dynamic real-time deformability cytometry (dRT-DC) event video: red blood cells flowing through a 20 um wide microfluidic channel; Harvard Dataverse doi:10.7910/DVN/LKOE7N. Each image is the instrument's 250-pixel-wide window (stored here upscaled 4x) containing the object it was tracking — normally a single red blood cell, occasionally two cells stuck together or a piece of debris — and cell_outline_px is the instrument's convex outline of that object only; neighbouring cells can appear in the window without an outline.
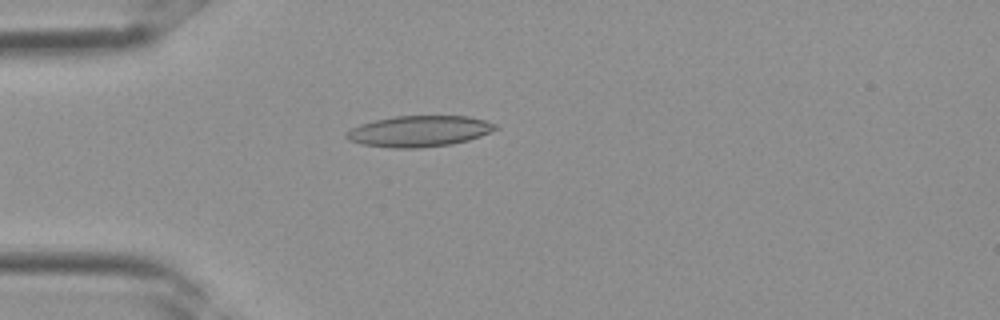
{"species": "Egyptian fruit bat (a non-hibernating species)", "species_latin": "Rousettus aegyptiacus", "temperature_condition": "room temperature", "stored_images_in_passage": 2, "camera_frame_rate_fps": 3000, "um_per_image_px": 0.085, "frame": {"image": 1, "passage_image": 2, "time_ms": 0.333, "image_size_px": [1000, 320], "cell_outline_px": [[500, 128], [480, 136], [468, 140], [452, 144], [420, 148], [392, 148], [360, 144], [348, 140], [344, 136], [344, 132], [360, 124], [376, 120], [396, 116], [468, 116], [484, 120], [496, 124]], "centroid_in_image_um": [35.61, 11.16], "position_along_channel_um": 49.4, "area_um2": 27.05}}